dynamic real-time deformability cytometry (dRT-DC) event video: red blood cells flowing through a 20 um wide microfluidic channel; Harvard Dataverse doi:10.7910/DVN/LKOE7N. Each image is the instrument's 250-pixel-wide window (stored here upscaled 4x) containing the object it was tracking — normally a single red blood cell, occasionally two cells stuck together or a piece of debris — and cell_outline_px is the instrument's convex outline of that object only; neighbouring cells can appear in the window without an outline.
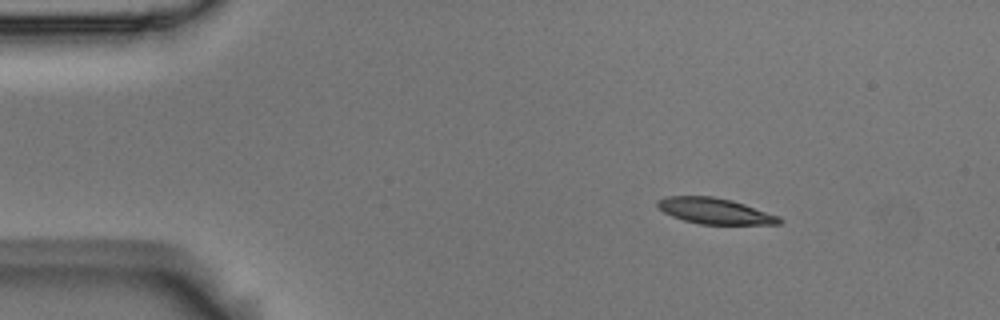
{"species": "Egyptian fruit bat (a non-hibernating species)", "species_latin": "Rousettus aegyptiacus", "temperature_condition": "room temperature", "stored_images_in_passage": 6, "camera_frame_rate_fps": 3000, "um_per_image_px": 0.085, "animal": {"sex": "male"}, "frame": {"image": 1, "passage_image": 1, "time_ms": 0.0, "image_size_px": [1000, 320], "cell_outline_px": [[784, 220], [780, 224], [700, 224], [684, 220], [672, 216], [664, 212], [656, 204], [656, 200], [668, 196], [712, 196], [732, 200], [780, 216]], "centroid_in_image_um": [60.78, 17.93], "position_along_channel_um": 24.2, "area_um2": 18.32}}
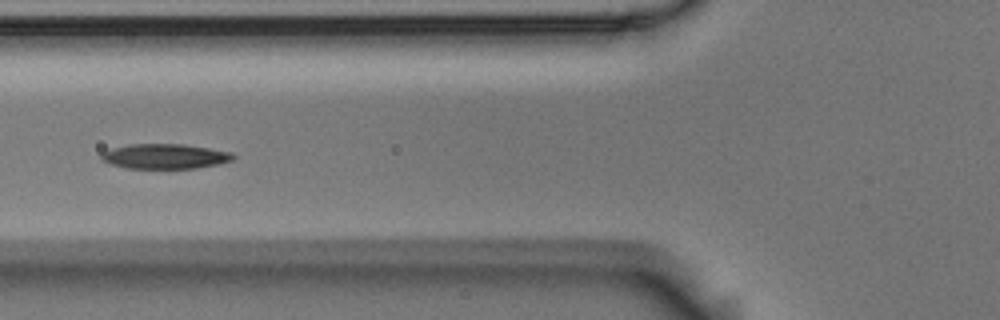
{"frame": {"image": 2, "passage_image": 4, "time_ms": 1.0, "image_size_px": [1000, 320], "cell_outline_px": [[236, 156], [232, 160], [220, 164], [196, 168], [128, 168], [108, 164], [100, 160], [100, 152], [112, 148], [128, 144], [184, 144], [232, 152]], "centroid_in_image_um": [13.98, 13.28], "position_along_channel_um": 111.8, "area_um2": 19.36}}
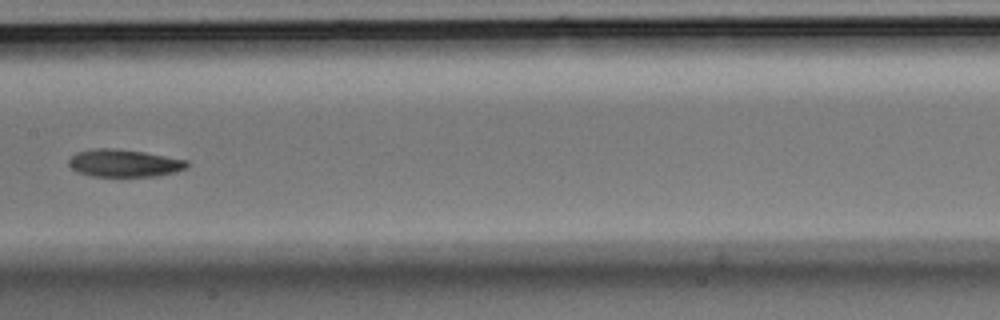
{"frame": {"image": 3, "passage_image": 6, "time_ms": 1.667, "image_size_px": [1000, 320], "cell_outline_px": [[188, 168], [176, 172], [160, 176], [92, 176], [80, 172], [72, 168], [68, 164], [68, 160], [76, 152], [96, 148], [112, 148], [144, 152], [188, 160]], "centroid_in_image_um": [10.59, 13.87], "position_along_channel_um": 196.8, "area_um2": 18.96}}